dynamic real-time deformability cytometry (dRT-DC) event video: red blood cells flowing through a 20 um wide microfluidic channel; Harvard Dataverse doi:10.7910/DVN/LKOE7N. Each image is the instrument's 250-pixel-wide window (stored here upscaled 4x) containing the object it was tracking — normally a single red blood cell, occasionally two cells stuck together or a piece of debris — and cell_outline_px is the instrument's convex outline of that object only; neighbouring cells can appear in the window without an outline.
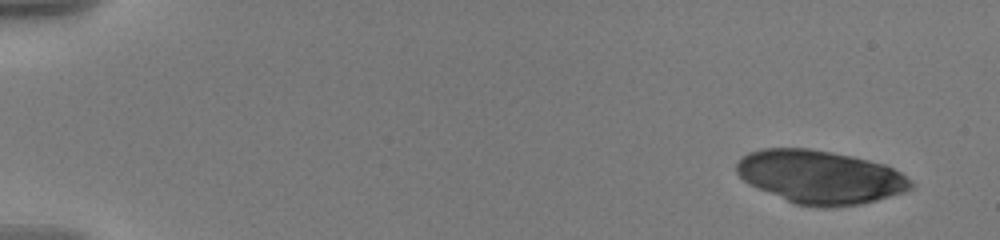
{"species": "human", "species_latin": "Homo sapiens", "temperature_condition": "warm", "stored_images_in_passage": 5, "camera_frame_rate_fps": 3000, "um_per_image_px": 0.085, "donor": {"sex": "male"}, "frame": {"image": 1, "passage_image": 1, "time_ms": 0.0, "image_size_px": [1000, 240], "cell_outline_px": [[916, 184], [912, 188], [904, 192], [876, 200], [860, 204], [832, 208], [816, 208], [796, 204], [748, 184], [736, 172], [736, 164], [748, 152], [760, 148], [808, 148], [832, 152], [852, 156], [884, 164], [900, 172], [912, 180]], "centroid_in_image_um": [69.73, 15.05], "position_along_channel_um": 15.3, "area_um2": 54.33}}
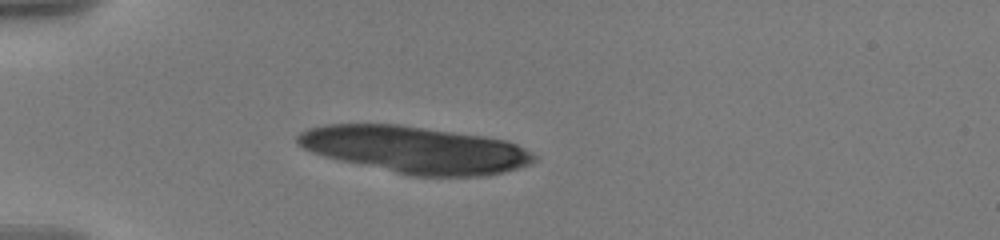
{"frame": {"image": 2, "passage_image": 5, "time_ms": 4.333, "image_size_px": [1000, 240], "cell_outline_px": [[536, 160], [532, 164], [504, 172], [484, 176], [412, 176], [340, 160], [324, 156], [312, 152], [296, 144], [296, 136], [300, 132], [308, 128], [324, 124], [400, 124], [484, 136], [504, 140], [516, 144], [532, 152], [536, 156]], "centroid_in_image_um": [35.29, 12.72], "position_along_channel_um": 49.7, "area_um2": 64.74}}